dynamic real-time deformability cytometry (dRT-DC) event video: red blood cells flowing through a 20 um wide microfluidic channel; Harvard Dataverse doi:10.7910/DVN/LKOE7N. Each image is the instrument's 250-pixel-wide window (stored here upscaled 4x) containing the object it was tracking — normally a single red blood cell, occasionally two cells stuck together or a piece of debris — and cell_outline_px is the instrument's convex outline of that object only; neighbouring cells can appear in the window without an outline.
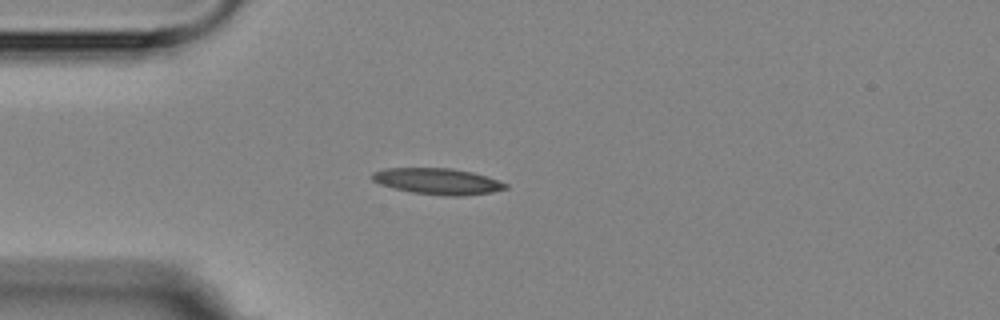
{"species": "Egyptian fruit bat (a non-hibernating species)", "species_latin": "Rousettus aegyptiacus", "temperature_condition": "room temperature", "stored_images_in_passage": 3, "camera_frame_rate_fps": 3000, "um_per_image_px": 0.085, "animal": {"sex": "female"}, "frame": {"image": 1, "passage_image": 3, "time_ms": 2.667, "image_size_px": [1000, 320], "cell_outline_px": [[508, 188], [492, 192], [460, 196], [444, 196], [412, 192], [380, 184], [372, 180], [372, 172], [384, 168], [452, 168], [472, 172], [508, 184]], "centroid_in_image_um": [37.19, 15.41], "position_along_channel_um": 47.8, "area_um2": 20.17}}